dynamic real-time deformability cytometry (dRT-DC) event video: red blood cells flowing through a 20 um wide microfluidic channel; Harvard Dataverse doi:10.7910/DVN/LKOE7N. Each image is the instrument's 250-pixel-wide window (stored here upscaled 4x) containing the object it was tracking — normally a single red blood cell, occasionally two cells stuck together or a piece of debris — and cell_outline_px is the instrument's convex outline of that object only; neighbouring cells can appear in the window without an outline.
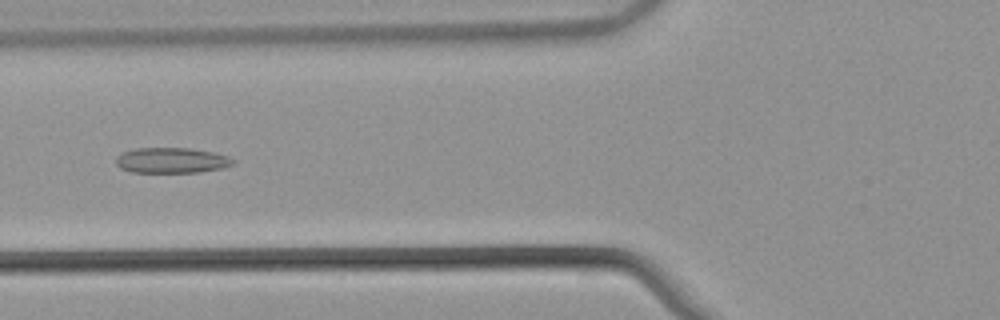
{"species": "common noctule bat (a hibernating species)", "species_latin": "Nyctalus noctula", "temperature_condition": "warm", "stored_images_in_passage": 53, "camera_frame_rate_fps": 3000, "um_per_image_px": 0.085, "animal": {"sex": "male", "body_mass_g": 21.5, "forearm_length_mm": 52.0}, "frame": {"image": 1, "passage_image": 21, "time_ms": 6.667, "image_size_px": [1000, 320], "cell_outline_px": [[236, 160], [232, 164], [224, 168], [196, 172], [132, 172], [120, 168], [116, 164], [116, 156], [124, 152], [136, 148], [188, 148], [212, 152]], "centroid_in_image_um": [14.55, 13.63], "position_along_channel_um": 111.2, "area_um2": 17.17}}
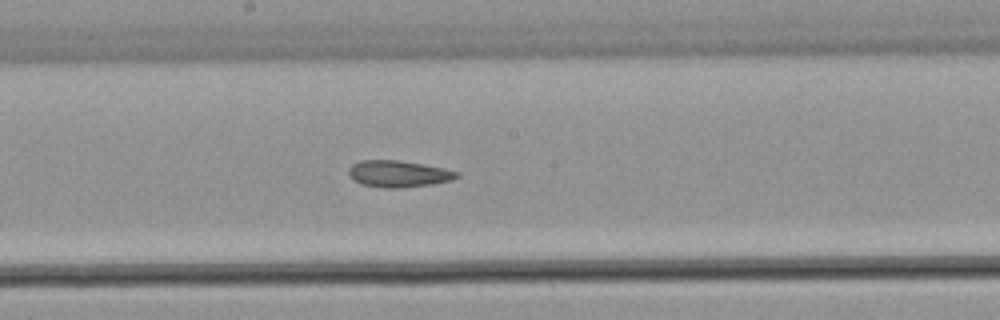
{"frame": {"image": 2, "passage_image": 29, "time_ms": 9.333, "image_size_px": [1000, 320], "cell_outline_px": [[460, 176], [452, 180], [432, 184], [400, 188], [384, 188], [360, 184], [352, 180], [348, 176], [348, 168], [352, 164], [360, 160], [400, 160], [444, 168], [460, 172]], "centroid_in_image_um": [33.84, 14.77], "position_along_channel_um": 214.4, "area_um2": 17.05}}
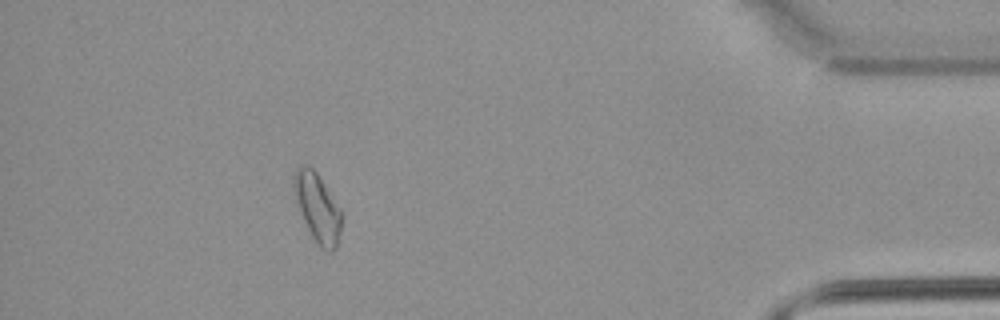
{"frame": {"image": 3, "passage_image": 48, "time_ms": 15.667, "image_size_px": [1000, 320], "cell_outline_px": [[344, 216], [336, 248], [332, 252], [328, 252], [312, 236], [304, 220], [292, 188], [292, 176], [296, 168], [304, 164], [308, 164], [316, 172], [344, 212]], "centroid_in_image_um": [27.01, 17.6], "position_along_channel_um": 408.2, "area_um2": 19.13}, "authors_computed_cell_mechanics": {"area_um2": 18.207, "velocity_mm_per_s": 3.8657, "shape_relaxation_time_tau1_ms": null, "shape_relaxation_time_tau2_ms": 5.4956, "deformation_change_tau1": null, "deformation_change_tau2": 0.1351}}